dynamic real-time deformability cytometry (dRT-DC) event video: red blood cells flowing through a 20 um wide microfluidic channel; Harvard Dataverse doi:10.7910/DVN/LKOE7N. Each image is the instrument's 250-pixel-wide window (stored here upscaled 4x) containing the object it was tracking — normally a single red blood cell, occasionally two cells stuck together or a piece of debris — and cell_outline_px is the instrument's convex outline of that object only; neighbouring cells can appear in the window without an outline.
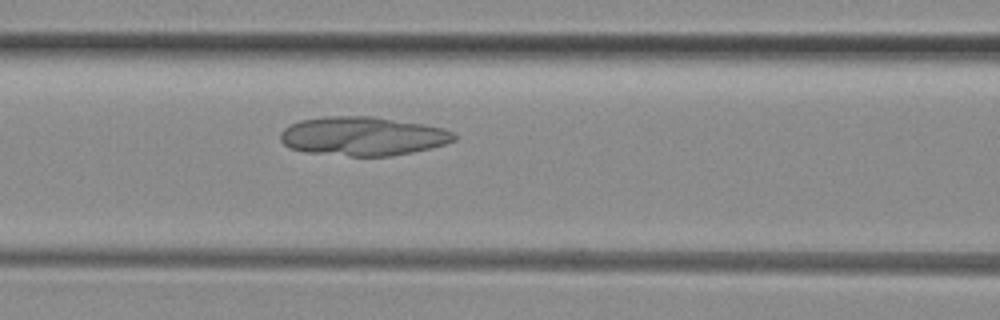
{"species": "common noctule bat (a hibernating species)", "species_latin": "Nyctalus noctula", "temperature_condition": "room temperature", "stored_images_in_passage": 48, "camera_frame_rate_fps": 3000, "um_per_image_px": 0.085, "animal": {"sex": "female", "body_mass_g": 29.2, "forearm_length_mm": 56.3}, "frame": {"image": 1, "passage_image": 21, "time_ms": 6.667, "image_size_px": [1000, 320], "cell_outline_px": [[456, 140], [444, 144], [412, 152], [388, 156], [348, 156], [304, 152], [288, 148], [280, 140], [280, 132], [284, 128], [300, 120], [324, 116], [372, 116], [424, 124], [444, 128], [452, 132], [456, 136]], "centroid_in_image_um": [30.8, 11.57], "position_along_channel_um": 135.8, "area_um2": 39.48}}
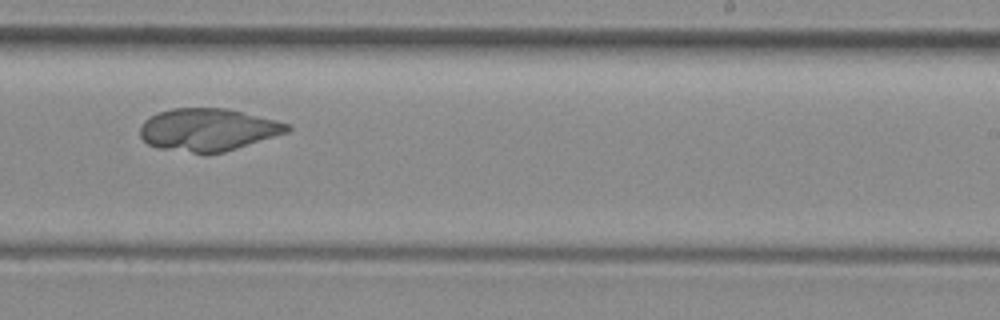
{"frame": {"image": 2, "passage_image": 31, "time_ms": 10.0, "image_size_px": [1000, 320], "cell_outline_px": [[292, 128], [288, 132], [224, 152], [192, 152], [156, 148], [148, 144], [140, 136], [140, 128], [144, 120], [160, 112], [172, 108], [224, 108], [244, 112], [292, 124]], "centroid_in_image_um": [17.69, 11.01], "position_along_channel_um": 271.3, "area_um2": 36.18}}
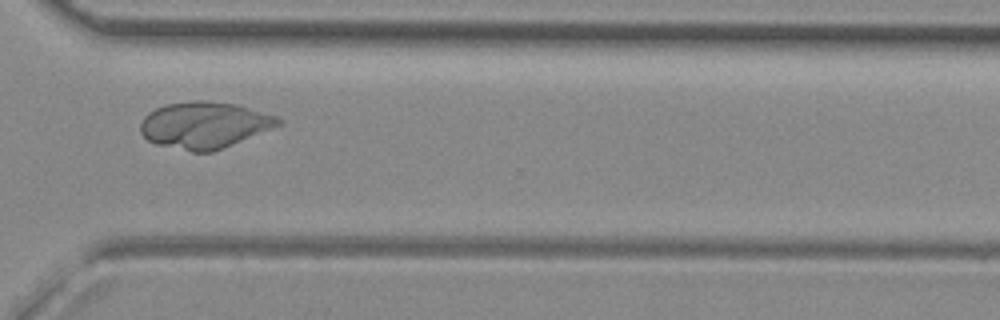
{"frame": {"image": 3, "passage_image": 37, "time_ms": 12.0, "image_size_px": [1000, 320], "cell_outline_px": [[284, 124], [212, 152], [192, 152], [156, 144], [148, 140], [140, 132], [140, 124], [144, 116], [148, 112], [156, 108], [168, 104], [192, 100], [208, 100], [236, 104], [276, 116], [284, 120]], "centroid_in_image_um": [17.38, 10.62], "position_along_channel_um": 353.2, "area_um2": 37.51}}